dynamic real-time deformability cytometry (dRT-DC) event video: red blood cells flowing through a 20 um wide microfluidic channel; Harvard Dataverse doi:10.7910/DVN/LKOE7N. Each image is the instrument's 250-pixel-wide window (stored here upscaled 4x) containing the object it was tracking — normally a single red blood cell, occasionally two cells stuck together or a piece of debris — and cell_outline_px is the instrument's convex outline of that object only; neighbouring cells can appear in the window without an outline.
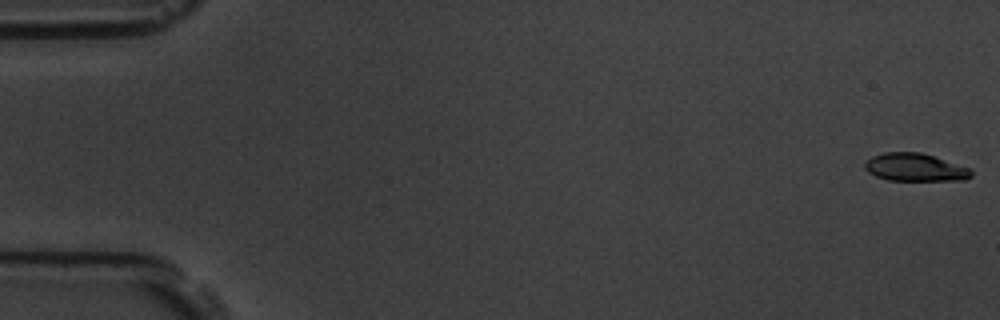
{"species": "common noctule bat (a hibernating species)", "species_latin": "Nyctalus noctula", "temperature_condition": "room temperature", "stored_images_in_passage": 8, "camera_frame_rate_fps": 3000, "um_per_image_px": 0.085, "animal": {"sex": "male", "body_mass_g": 19.5, "forearm_length_mm": 54.6}, "frame": {"image": 1, "passage_image": 1, "time_ms": 0.0, "image_size_px": [1000, 320], "cell_outline_px": [[972, 176], [964, 180], [888, 180], [876, 176], [868, 172], [864, 168], [864, 164], [872, 156], [884, 152], [920, 152], [972, 168]], "centroid_in_image_um": [77.8, 14.22], "position_along_channel_um": 7.2, "area_um2": 17.28}}
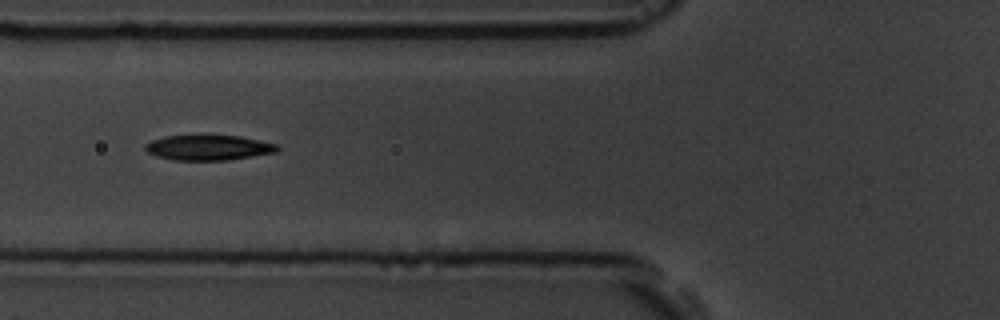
{"frame": {"image": 2, "passage_image": 7, "time_ms": 7.0, "image_size_px": [1000, 320], "cell_outline_px": [[280, 148], [276, 152], [228, 160], [172, 160], [156, 156], [148, 152], [144, 148], [144, 144], [152, 140], [164, 136], [240, 136], [276, 144]], "centroid_in_image_um": [17.69, 12.55], "position_along_channel_um": 108.1, "area_um2": 19.19}}
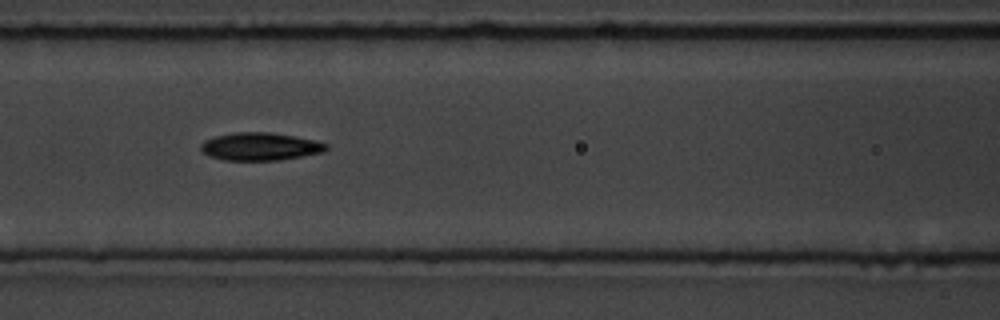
{"frame": {"image": 3, "passage_image": 8, "time_ms": 8.0, "image_size_px": [1000, 320], "cell_outline_px": [[328, 148], [324, 152], [280, 160], [224, 160], [208, 156], [200, 148], [200, 144], [204, 140], [216, 136], [236, 132], [268, 132], [316, 140], [328, 144]], "centroid_in_image_um": [22.11, 12.46], "position_along_channel_um": 144.5, "area_um2": 20.29}}